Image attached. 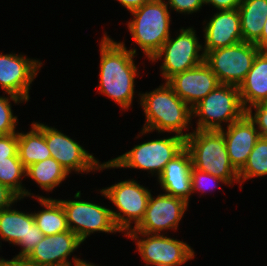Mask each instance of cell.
<instances>
[{"mask_svg": "<svg viewBox=\"0 0 267 266\" xmlns=\"http://www.w3.org/2000/svg\"><path fill=\"white\" fill-rule=\"evenodd\" d=\"M99 93L111 98L121 109L128 110L134 98L136 48L127 50L124 42H116L104 34L100 42Z\"/></svg>", "mask_w": 267, "mask_h": 266, "instance_id": "obj_1", "label": "cell"}, {"mask_svg": "<svg viewBox=\"0 0 267 266\" xmlns=\"http://www.w3.org/2000/svg\"><path fill=\"white\" fill-rule=\"evenodd\" d=\"M140 105L144 110L146 123L142 128V135L154 130L158 133L173 132L176 135L187 138L192 121V108L186 104L165 81L155 90L146 93H139ZM191 120V121H190ZM189 125V126H188Z\"/></svg>", "mask_w": 267, "mask_h": 266, "instance_id": "obj_2", "label": "cell"}, {"mask_svg": "<svg viewBox=\"0 0 267 266\" xmlns=\"http://www.w3.org/2000/svg\"><path fill=\"white\" fill-rule=\"evenodd\" d=\"M185 148L191 155L193 168L221 178L230 186L239 183L238 171L228 157L221 131L194 130L185 138Z\"/></svg>", "mask_w": 267, "mask_h": 266, "instance_id": "obj_3", "label": "cell"}, {"mask_svg": "<svg viewBox=\"0 0 267 266\" xmlns=\"http://www.w3.org/2000/svg\"><path fill=\"white\" fill-rule=\"evenodd\" d=\"M170 10L165 0H149L130 13L128 30L149 61L170 37Z\"/></svg>", "mask_w": 267, "mask_h": 266, "instance_id": "obj_4", "label": "cell"}, {"mask_svg": "<svg viewBox=\"0 0 267 266\" xmlns=\"http://www.w3.org/2000/svg\"><path fill=\"white\" fill-rule=\"evenodd\" d=\"M185 148V138L173 135L135 145L128 152L100 164L99 170L110 168H133L147 170L158 176L166 164Z\"/></svg>", "mask_w": 267, "mask_h": 266, "instance_id": "obj_5", "label": "cell"}, {"mask_svg": "<svg viewBox=\"0 0 267 266\" xmlns=\"http://www.w3.org/2000/svg\"><path fill=\"white\" fill-rule=\"evenodd\" d=\"M245 114L239 88L226 84H219L192 107V118L198 117L195 130L220 131L224 128L221 123H228L229 126Z\"/></svg>", "mask_w": 267, "mask_h": 266, "instance_id": "obj_6", "label": "cell"}, {"mask_svg": "<svg viewBox=\"0 0 267 266\" xmlns=\"http://www.w3.org/2000/svg\"><path fill=\"white\" fill-rule=\"evenodd\" d=\"M100 193L118 209V212L111 209L112 216L117 228L126 235L144 218L151 191L129 179L104 188ZM132 221L135 224L133 227L130 225Z\"/></svg>", "mask_w": 267, "mask_h": 266, "instance_id": "obj_7", "label": "cell"}, {"mask_svg": "<svg viewBox=\"0 0 267 266\" xmlns=\"http://www.w3.org/2000/svg\"><path fill=\"white\" fill-rule=\"evenodd\" d=\"M176 38L171 36L163 43L160 50L150 60L153 62L163 57L160 66L162 77L166 82L178 73L197 67L205 62L203 45L199 43L193 27L181 28ZM200 53V54H199Z\"/></svg>", "mask_w": 267, "mask_h": 266, "instance_id": "obj_8", "label": "cell"}, {"mask_svg": "<svg viewBox=\"0 0 267 266\" xmlns=\"http://www.w3.org/2000/svg\"><path fill=\"white\" fill-rule=\"evenodd\" d=\"M260 49L250 42H239L205 54V63L216 75L220 84L239 87L252 67Z\"/></svg>", "mask_w": 267, "mask_h": 266, "instance_id": "obj_9", "label": "cell"}, {"mask_svg": "<svg viewBox=\"0 0 267 266\" xmlns=\"http://www.w3.org/2000/svg\"><path fill=\"white\" fill-rule=\"evenodd\" d=\"M81 191L74 195L76 200H60L67 219L68 229L84 242L94 232H121L113 219L111 209L88 201L80 200ZM79 199V200H77Z\"/></svg>", "mask_w": 267, "mask_h": 266, "instance_id": "obj_10", "label": "cell"}, {"mask_svg": "<svg viewBox=\"0 0 267 266\" xmlns=\"http://www.w3.org/2000/svg\"><path fill=\"white\" fill-rule=\"evenodd\" d=\"M141 237H140V236ZM146 266H181L195 256L189 244L160 234L128 232Z\"/></svg>", "mask_w": 267, "mask_h": 266, "instance_id": "obj_11", "label": "cell"}, {"mask_svg": "<svg viewBox=\"0 0 267 266\" xmlns=\"http://www.w3.org/2000/svg\"><path fill=\"white\" fill-rule=\"evenodd\" d=\"M44 236L32 212L25 213L11 206L0 211V238L22 248L13 258L25 259Z\"/></svg>", "mask_w": 267, "mask_h": 266, "instance_id": "obj_12", "label": "cell"}, {"mask_svg": "<svg viewBox=\"0 0 267 266\" xmlns=\"http://www.w3.org/2000/svg\"><path fill=\"white\" fill-rule=\"evenodd\" d=\"M189 204L181 199L167 194L153 197L150 194L144 218L140 224L129 232L160 234L166 230H177Z\"/></svg>", "mask_w": 267, "mask_h": 266, "instance_id": "obj_13", "label": "cell"}, {"mask_svg": "<svg viewBox=\"0 0 267 266\" xmlns=\"http://www.w3.org/2000/svg\"><path fill=\"white\" fill-rule=\"evenodd\" d=\"M45 140L51 156L69 174H71V171L81 174L87 172L88 174L99 169L101 163L92 154L55 127L45 125Z\"/></svg>", "mask_w": 267, "mask_h": 266, "instance_id": "obj_14", "label": "cell"}, {"mask_svg": "<svg viewBox=\"0 0 267 266\" xmlns=\"http://www.w3.org/2000/svg\"><path fill=\"white\" fill-rule=\"evenodd\" d=\"M42 62L24 55L0 53V88L27 102L30 84L34 81Z\"/></svg>", "mask_w": 267, "mask_h": 266, "instance_id": "obj_15", "label": "cell"}, {"mask_svg": "<svg viewBox=\"0 0 267 266\" xmlns=\"http://www.w3.org/2000/svg\"><path fill=\"white\" fill-rule=\"evenodd\" d=\"M83 242L70 230L44 236L25 260L31 266H72L69 256Z\"/></svg>", "mask_w": 267, "mask_h": 266, "instance_id": "obj_16", "label": "cell"}, {"mask_svg": "<svg viewBox=\"0 0 267 266\" xmlns=\"http://www.w3.org/2000/svg\"><path fill=\"white\" fill-rule=\"evenodd\" d=\"M167 83L191 108L220 84L216 75L205 62L174 75Z\"/></svg>", "mask_w": 267, "mask_h": 266, "instance_id": "obj_17", "label": "cell"}, {"mask_svg": "<svg viewBox=\"0 0 267 266\" xmlns=\"http://www.w3.org/2000/svg\"><path fill=\"white\" fill-rule=\"evenodd\" d=\"M226 128L220 131L225 139L228 157L233 167L239 172L246 164L248 156L261 136L247 114Z\"/></svg>", "mask_w": 267, "mask_h": 266, "instance_id": "obj_18", "label": "cell"}, {"mask_svg": "<svg viewBox=\"0 0 267 266\" xmlns=\"http://www.w3.org/2000/svg\"><path fill=\"white\" fill-rule=\"evenodd\" d=\"M208 21L203 30L204 54L243 41L238 9L217 11Z\"/></svg>", "mask_w": 267, "mask_h": 266, "instance_id": "obj_19", "label": "cell"}, {"mask_svg": "<svg viewBox=\"0 0 267 266\" xmlns=\"http://www.w3.org/2000/svg\"><path fill=\"white\" fill-rule=\"evenodd\" d=\"M191 171V155L184 148L166 164L165 169L158 176L157 181L165 192L164 194L181 198L189 203V197L192 194Z\"/></svg>", "mask_w": 267, "mask_h": 266, "instance_id": "obj_20", "label": "cell"}, {"mask_svg": "<svg viewBox=\"0 0 267 266\" xmlns=\"http://www.w3.org/2000/svg\"><path fill=\"white\" fill-rule=\"evenodd\" d=\"M238 88L245 110L267 101V51L258 52L251 69Z\"/></svg>", "mask_w": 267, "mask_h": 266, "instance_id": "obj_21", "label": "cell"}, {"mask_svg": "<svg viewBox=\"0 0 267 266\" xmlns=\"http://www.w3.org/2000/svg\"><path fill=\"white\" fill-rule=\"evenodd\" d=\"M31 127L27 133L18 132V155L26 168L52 157L45 140V125L33 122Z\"/></svg>", "mask_w": 267, "mask_h": 266, "instance_id": "obj_22", "label": "cell"}, {"mask_svg": "<svg viewBox=\"0 0 267 266\" xmlns=\"http://www.w3.org/2000/svg\"><path fill=\"white\" fill-rule=\"evenodd\" d=\"M238 11L243 41L255 44L267 19V0H242Z\"/></svg>", "mask_w": 267, "mask_h": 266, "instance_id": "obj_23", "label": "cell"}, {"mask_svg": "<svg viewBox=\"0 0 267 266\" xmlns=\"http://www.w3.org/2000/svg\"><path fill=\"white\" fill-rule=\"evenodd\" d=\"M37 197L38 203L44 210H40L37 213H33L34 221L40 231L45 235L59 234L68 231L67 219L65 210L58 199L47 198L43 196H31Z\"/></svg>", "mask_w": 267, "mask_h": 266, "instance_id": "obj_24", "label": "cell"}, {"mask_svg": "<svg viewBox=\"0 0 267 266\" xmlns=\"http://www.w3.org/2000/svg\"><path fill=\"white\" fill-rule=\"evenodd\" d=\"M69 175L68 171L53 157L32 164L26 168V176L47 192L54 190Z\"/></svg>", "mask_w": 267, "mask_h": 266, "instance_id": "obj_25", "label": "cell"}, {"mask_svg": "<svg viewBox=\"0 0 267 266\" xmlns=\"http://www.w3.org/2000/svg\"><path fill=\"white\" fill-rule=\"evenodd\" d=\"M22 176H26V167L19 157H9V161H0V184L7 186L21 199L31 196L22 186Z\"/></svg>", "mask_w": 267, "mask_h": 266, "instance_id": "obj_26", "label": "cell"}, {"mask_svg": "<svg viewBox=\"0 0 267 266\" xmlns=\"http://www.w3.org/2000/svg\"><path fill=\"white\" fill-rule=\"evenodd\" d=\"M238 176L240 187L247 179L267 176V137L261 136L257 140Z\"/></svg>", "mask_w": 267, "mask_h": 266, "instance_id": "obj_27", "label": "cell"}, {"mask_svg": "<svg viewBox=\"0 0 267 266\" xmlns=\"http://www.w3.org/2000/svg\"><path fill=\"white\" fill-rule=\"evenodd\" d=\"M10 97L0 96V135H9L16 132V124H18L17 116L13 115L11 101L15 104L25 102L23 99L8 94ZM11 100V101H10Z\"/></svg>", "mask_w": 267, "mask_h": 266, "instance_id": "obj_28", "label": "cell"}, {"mask_svg": "<svg viewBox=\"0 0 267 266\" xmlns=\"http://www.w3.org/2000/svg\"><path fill=\"white\" fill-rule=\"evenodd\" d=\"M216 182L223 183L229 185V183L221 178L215 177L210 173H206L204 171L198 170L192 167L191 171V187H192V194L195 191L201 192L204 194L206 190L210 191L213 188L217 187Z\"/></svg>", "mask_w": 267, "mask_h": 266, "instance_id": "obj_29", "label": "cell"}, {"mask_svg": "<svg viewBox=\"0 0 267 266\" xmlns=\"http://www.w3.org/2000/svg\"><path fill=\"white\" fill-rule=\"evenodd\" d=\"M252 108L255 113H252ZM246 114L254 122L256 128L259 130L260 136L267 137V101L249 107L246 110Z\"/></svg>", "mask_w": 267, "mask_h": 266, "instance_id": "obj_30", "label": "cell"}, {"mask_svg": "<svg viewBox=\"0 0 267 266\" xmlns=\"http://www.w3.org/2000/svg\"><path fill=\"white\" fill-rule=\"evenodd\" d=\"M18 155V133L0 135V161H9Z\"/></svg>", "mask_w": 267, "mask_h": 266, "instance_id": "obj_31", "label": "cell"}, {"mask_svg": "<svg viewBox=\"0 0 267 266\" xmlns=\"http://www.w3.org/2000/svg\"><path fill=\"white\" fill-rule=\"evenodd\" d=\"M166 2L169 9L181 14H192L200 11L205 4V0H167Z\"/></svg>", "mask_w": 267, "mask_h": 266, "instance_id": "obj_32", "label": "cell"}, {"mask_svg": "<svg viewBox=\"0 0 267 266\" xmlns=\"http://www.w3.org/2000/svg\"><path fill=\"white\" fill-rule=\"evenodd\" d=\"M18 200H21L12 190L7 186L0 184V211L6 209L12 204H15Z\"/></svg>", "mask_w": 267, "mask_h": 266, "instance_id": "obj_33", "label": "cell"}, {"mask_svg": "<svg viewBox=\"0 0 267 266\" xmlns=\"http://www.w3.org/2000/svg\"><path fill=\"white\" fill-rule=\"evenodd\" d=\"M242 0H205V4L212 5L216 10L238 9Z\"/></svg>", "mask_w": 267, "mask_h": 266, "instance_id": "obj_34", "label": "cell"}, {"mask_svg": "<svg viewBox=\"0 0 267 266\" xmlns=\"http://www.w3.org/2000/svg\"><path fill=\"white\" fill-rule=\"evenodd\" d=\"M128 11H133L140 8L143 4L147 3L149 0H116Z\"/></svg>", "mask_w": 267, "mask_h": 266, "instance_id": "obj_35", "label": "cell"}, {"mask_svg": "<svg viewBox=\"0 0 267 266\" xmlns=\"http://www.w3.org/2000/svg\"><path fill=\"white\" fill-rule=\"evenodd\" d=\"M0 266H31L25 259L6 260L0 257Z\"/></svg>", "mask_w": 267, "mask_h": 266, "instance_id": "obj_36", "label": "cell"}, {"mask_svg": "<svg viewBox=\"0 0 267 266\" xmlns=\"http://www.w3.org/2000/svg\"><path fill=\"white\" fill-rule=\"evenodd\" d=\"M255 44L261 51H267V19L264 23L261 38Z\"/></svg>", "mask_w": 267, "mask_h": 266, "instance_id": "obj_37", "label": "cell"}]
</instances>
